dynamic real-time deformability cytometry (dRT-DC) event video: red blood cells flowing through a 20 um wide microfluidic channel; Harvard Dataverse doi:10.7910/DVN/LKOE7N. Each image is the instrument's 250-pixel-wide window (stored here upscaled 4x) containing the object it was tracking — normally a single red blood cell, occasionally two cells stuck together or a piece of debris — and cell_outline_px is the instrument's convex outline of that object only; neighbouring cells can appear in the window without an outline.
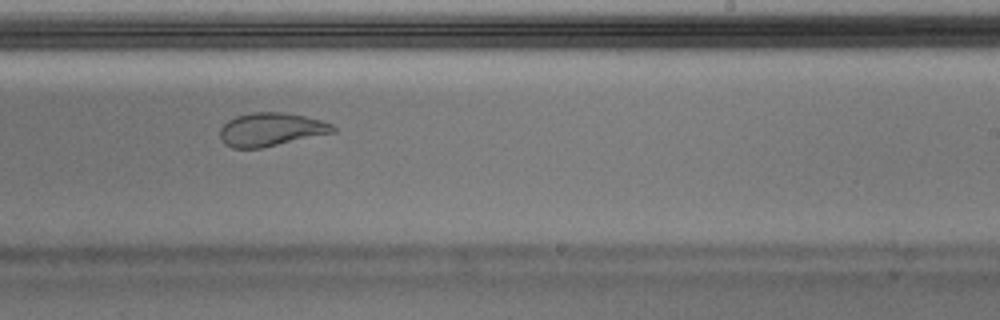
{"species": "Egyptian fruit bat (a non-hibernating species)", "species_latin": "Rousettus aegyptiacus", "temperature_condition": "warm", "stored_images_in_passage": 29, "camera_frame_rate_fps": 3000, "um_per_image_px": 0.085, "animal": {"sex": "male"}, "frame": {"image": 1, "passage_image": 17, "time_ms": 5.333, "image_size_px": [1000, 320], "cell_outline_px": [[336, 132], [260, 148], [232, 148], [224, 144], [220, 140], [220, 128], [228, 120], [236, 116], [252, 112], [284, 112], [304, 116], [320, 120], [332, 124], [336, 128]], "centroid_in_image_um": [23.01, 11.0], "position_along_channel_um": 266.0, "area_um2": 21.96}}
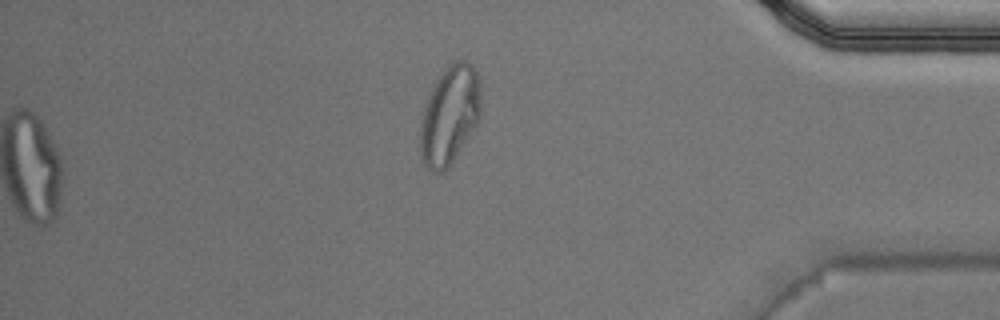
{"frame": {"image": 2, "passage_image": 29, "time_ms": 9.333, "image_size_px": [1000, 320], "cell_outline_px": [[480, 116], [476, 124], [448, 168], [444, 172], [432, 172], [424, 164], [420, 148], [420, 124], [424, 108], [428, 96], [436, 80], [448, 64], [456, 60], [464, 60], [472, 64], [476, 72], [480, 84]], "centroid_in_image_um": [38.21, 9.77], "position_along_channel_um": 397.0, "area_um2": 34.56}}